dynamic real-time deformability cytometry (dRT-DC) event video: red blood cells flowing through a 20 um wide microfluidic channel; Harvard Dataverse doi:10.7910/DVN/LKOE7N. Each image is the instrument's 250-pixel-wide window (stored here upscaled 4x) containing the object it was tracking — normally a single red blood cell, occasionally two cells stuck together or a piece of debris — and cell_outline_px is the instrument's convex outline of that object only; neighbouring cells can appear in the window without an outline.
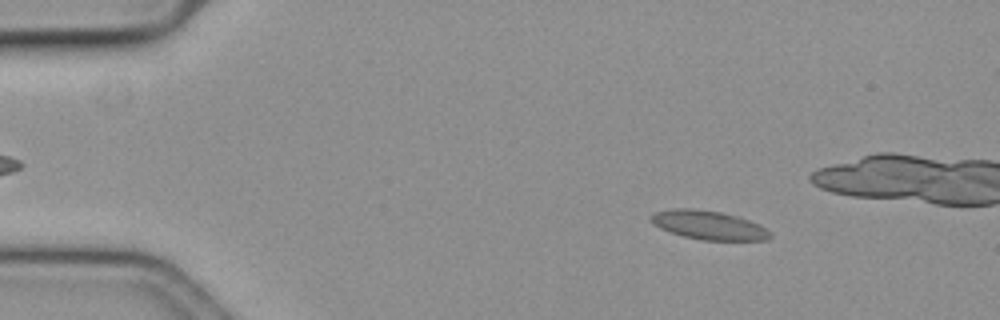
{"species": "common noctule bat (a hibernating species)", "species_latin": "Nyctalus noctula", "temperature_condition": "cold", "stored_images_in_passage": 59, "camera_frame_rate_fps": 3000, "um_per_image_px": 0.085, "animal": {"sex": "female", "body_mass_g": 19.3, "forearm_length_mm": 54.1}, "frame": {"image": 1, "passage_image": 9, "time_ms": 2.667, "image_size_px": [1000, 320], "cell_outline_px": [[772, 236], [768, 240], [700, 240], [684, 236], [660, 228], [652, 224], [648, 220], [648, 216], [656, 212], [672, 208], [696, 208], [720, 212], [736, 216], [760, 224], [772, 232]], "centroid_in_image_um": [60.22, 19.13], "position_along_channel_um": 24.8, "area_um2": 20.23}}
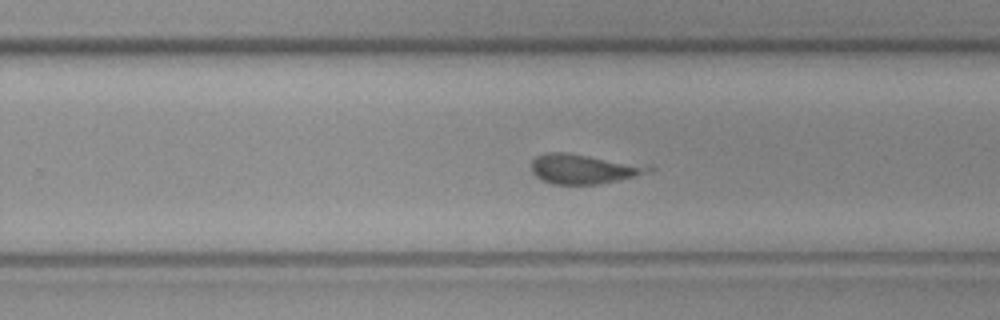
{"frame": {"image": 2, "passage_image": 37, "time_ms": 12.0, "image_size_px": [1000, 320], "cell_outline_px": [[656, 168], [652, 172], [636, 176], [596, 184], [552, 184], [540, 180], [532, 172], [532, 160], [536, 156], [548, 152], [564, 152], [652, 164]], "centroid_in_image_um": [49.7, 14.34], "position_along_channel_um": 280.1, "area_um2": 20.75}}
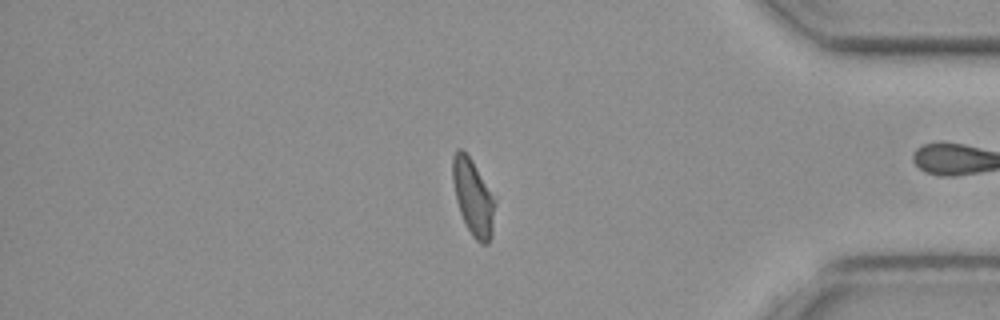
{"frame": {"image": 3, "passage_image": 49, "time_ms": 16.0, "image_size_px": [1000, 320], "cell_outline_px": [[496, 200], [492, 236], [488, 244], [480, 244], [472, 236], [460, 212], [456, 200], [452, 180], [452, 156], [456, 148], [460, 148], [472, 160]], "centroid_in_image_um": [40.22, 16.78], "position_along_channel_um": 395.0, "area_um2": 18.84}}